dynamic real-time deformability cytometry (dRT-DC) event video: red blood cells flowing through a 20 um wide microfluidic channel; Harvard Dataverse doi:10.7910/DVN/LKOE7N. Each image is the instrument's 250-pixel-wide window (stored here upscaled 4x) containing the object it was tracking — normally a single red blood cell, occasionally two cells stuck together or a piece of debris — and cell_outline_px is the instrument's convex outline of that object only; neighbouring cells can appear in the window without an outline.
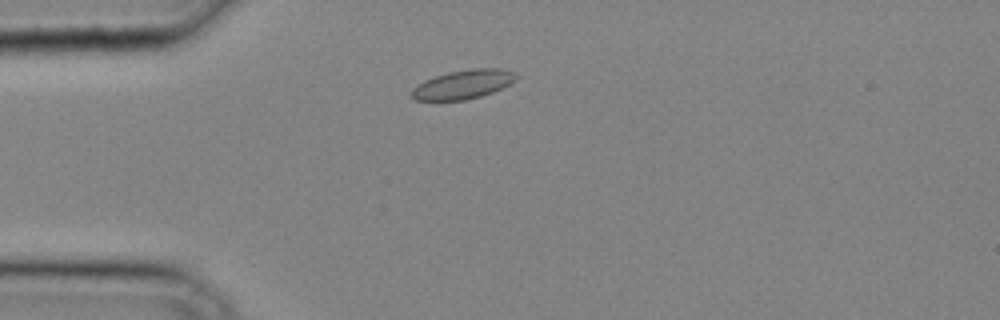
{"species": "common noctule bat (a hibernating species)", "species_latin": "Nyctalus noctula", "temperature_condition": "cold", "stored_images_in_passage": 27, "camera_frame_rate_fps": 3000, "um_per_image_px": 0.085, "animal": {"sex": "male", "body_mass_g": 20.4}, "frame": {"image": 1, "passage_image": 5, "time_ms": 1.333, "image_size_px": [1000, 320], "cell_outline_px": [[516, 80], [492, 92], [480, 96], [464, 100], [412, 100], [408, 96], [408, 92], [412, 88], [424, 80], [448, 72], [472, 68], [500, 68], [516, 72]], "centroid_in_image_um": [39.3, 7.17], "position_along_channel_um": 45.7, "area_um2": 17.74}}
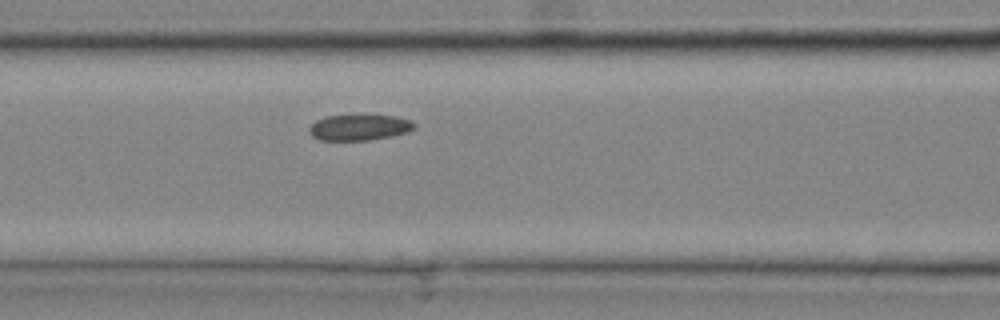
{"frame": {"image": 2, "passage_image": 11, "time_ms": 3.333, "image_size_px": [1000, 320], "cell_outline_px": [[416, 128], [408, 132], [392, 136], [368, 140], [320, 140], [312, 136], [308, 132], [308, 128], [316, 120], [324, 116], [392, 116], [408, 120], [416, 124]], "centroid_in_image_um": [30.51, 10.85], "position_along_channel_um": 136.1, "area_um2": 15.66}}
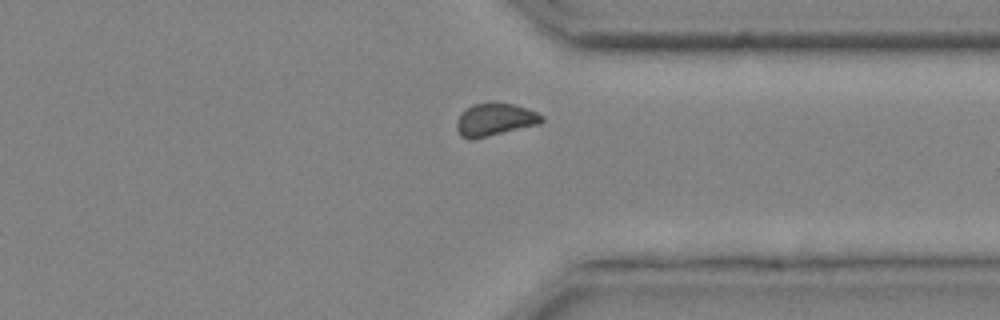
{"frame": {"image": 3, "passage_image": 24, "time_ms": 7.667, "image_size_px": [1000, 320], "cell_outline_px": [[544, 120], [540, 124], [476, 140], [468, 140], [460, 136], [456, 128], [456, 120], [460, 112], [464, 108], [472, 104], [516, 104], [536, 112], [544, 116]], "centroid_in_image_um": [42.03, 10.21], "position_along_channel_um": 369.4, "area_um2": 16.53}}